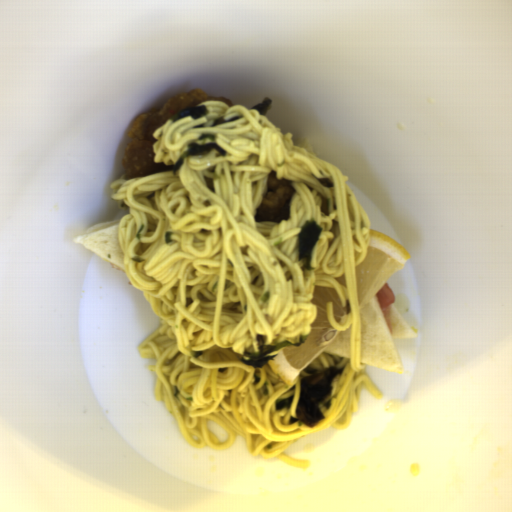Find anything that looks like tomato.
<instances>
[{"label": "tomato", "mask_w": 512, "mask_h": 512, "mask_svg": "<svg viewBox=\"0 0 512 512\" xmlns=\"http://www.w3.org/2000/svg\"><path fill=\"white\" fill-rule=\"evenodd\" d=\"M384 317L387 328L392 335L393 333V318H392V303L395 301V295L391 287L385 282L379 291L375 294Z\"/></svg>", "instance_id": "1"}]
</instances>
